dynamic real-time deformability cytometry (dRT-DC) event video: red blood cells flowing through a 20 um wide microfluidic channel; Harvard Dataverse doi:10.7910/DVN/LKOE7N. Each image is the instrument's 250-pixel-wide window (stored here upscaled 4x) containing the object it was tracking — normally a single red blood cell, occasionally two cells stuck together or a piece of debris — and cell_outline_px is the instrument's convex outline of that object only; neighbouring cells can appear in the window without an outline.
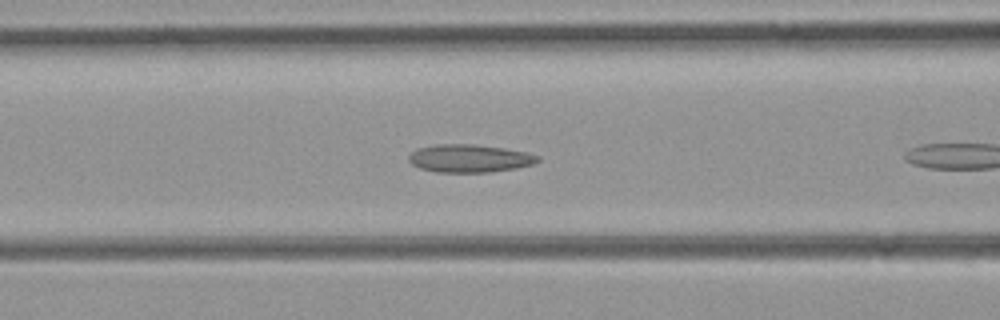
{"species": "common noctule bat (a hibernating species)", "species_latin": "Nyctalus noctula", "temperature_condition": "room temperature", "stored_images_in_passage": 8, "camera_frame_rate_fps": 3000, "um_per_image_px": 0.085, "animal": {"sex": "female", "body_mass_g": 21.9}, "frame": {"image": 1, "passage_image": 7, "time_ms": 2.0, "image_size_px": [1000, 320], "cell_outline_px": [[540, 160], [532, 164], [516, 168], [492, 172], [436, 172], [420, 168], [412, 164], [408, 160], [408, 156], [416, 148], [436, 144], [476, 144], [504, 148], [528, 152], [540, 156]], "centroid_in_image_um": [39.91, 13.45], "position_along_channel_um": 126.7, "area_um2": 21.15}}